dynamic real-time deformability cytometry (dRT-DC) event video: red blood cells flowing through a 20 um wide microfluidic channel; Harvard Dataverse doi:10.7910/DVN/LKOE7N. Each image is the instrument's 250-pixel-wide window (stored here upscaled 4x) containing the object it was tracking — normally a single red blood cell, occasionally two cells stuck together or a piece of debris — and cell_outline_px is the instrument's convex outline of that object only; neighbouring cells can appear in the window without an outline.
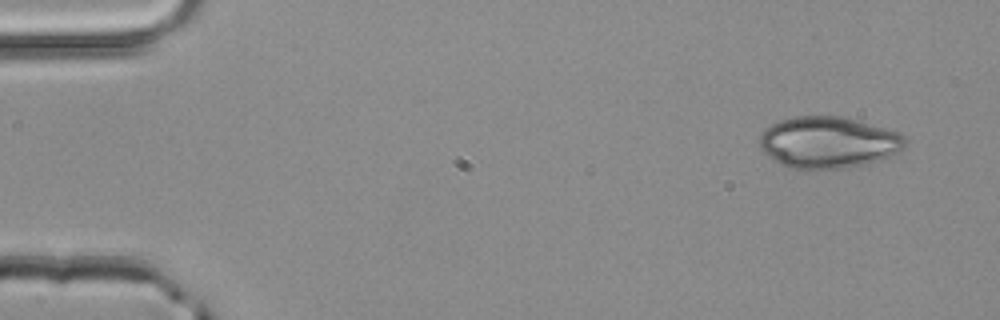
{"species": "common noctule bat (a hibernating species)", "species_latin": "Nyctalus noctula", "temperature_condition": "room temperature", "stored_images_in_passage": 2, "camera_frame_rate_fps": 3000, "um_per_image_px": 0.085, "animal": {"sex": "male", "body_mass_g": 20.4}, "frame": {"image": 1, "passage_image": 1, "time_ms": 0.0, "image_size_px": [1000, 320], "cell_outline_px": [[908, 140], [904, 148], [900, 152], [880, 160], [864, 164], [840, 168], [792, 168], [776, 160], [764, 152], [760, 148], [760, 132], [772, 124], [780, 120], [792, 116], [848, 116], [896, 132], [904, 136]], "centroid_in_image_um": [70.44, 12.07], "position_along_channel_um": 14.6, "area_um2": 43.58}}